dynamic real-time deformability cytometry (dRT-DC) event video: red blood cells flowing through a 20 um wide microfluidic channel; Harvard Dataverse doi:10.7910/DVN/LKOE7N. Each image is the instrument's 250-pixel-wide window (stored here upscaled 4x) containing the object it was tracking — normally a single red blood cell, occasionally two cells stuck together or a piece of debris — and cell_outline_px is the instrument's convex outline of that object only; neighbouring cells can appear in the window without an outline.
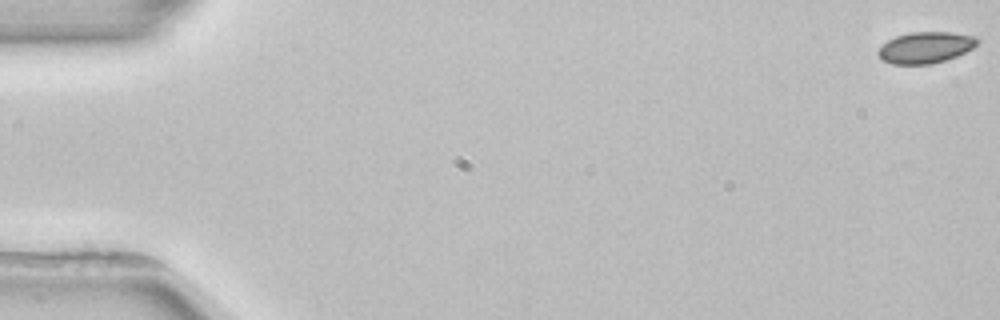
{"species": "common noctule bat (a hibernating species)", "species_latin": "Nyctalus noctula", "temperature_condition": "room temperature", "stored_images_in_passage": 7, "camera_frame_rate_fps": 3000, "um_per_image_px": 0.085, "animal": {"sex": "female", "body_mass_g": 22.7, "forearm_length_mm": 54.2}, "frame": {"image": 1, "passage_image": 1, "time_ms": 0.0, "image_size_px": [1000, 320], "cell_outline_px": [[980, 40], [972, 48], [956, 56], [932, 64], [892, 64], [884, 60], [876, 52], [888, 40], [896, 36], [912, 32], [952, 32], [976, 36]], "centroid_in_image_um": [78.69, 4.03], "position_along_channel_um": 6.3, "area_um2": 17.92}}
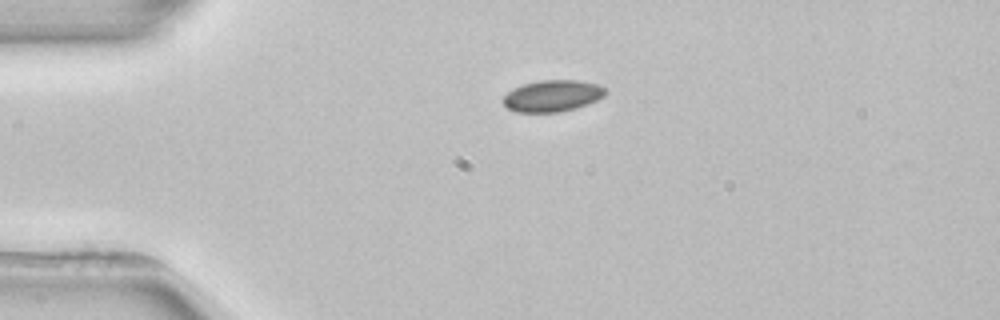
{"frame": {"image": 2, "passage_image": 3, "time_ms": 4.0, "image_size_px": [1000, 320], "cell_outline_px": [[608, 92], [604, 96], [596, 100], [576, 108], [560, 112], [516, 112], [508, 108], [500, 100], [508, 92], [524, 84], [540, 80], [576, 80], [600, 84]], "centroid_in_image_um": [46.97, 8.15], "position_along_channel_um": 38.0, "area_um2": 18.79}}